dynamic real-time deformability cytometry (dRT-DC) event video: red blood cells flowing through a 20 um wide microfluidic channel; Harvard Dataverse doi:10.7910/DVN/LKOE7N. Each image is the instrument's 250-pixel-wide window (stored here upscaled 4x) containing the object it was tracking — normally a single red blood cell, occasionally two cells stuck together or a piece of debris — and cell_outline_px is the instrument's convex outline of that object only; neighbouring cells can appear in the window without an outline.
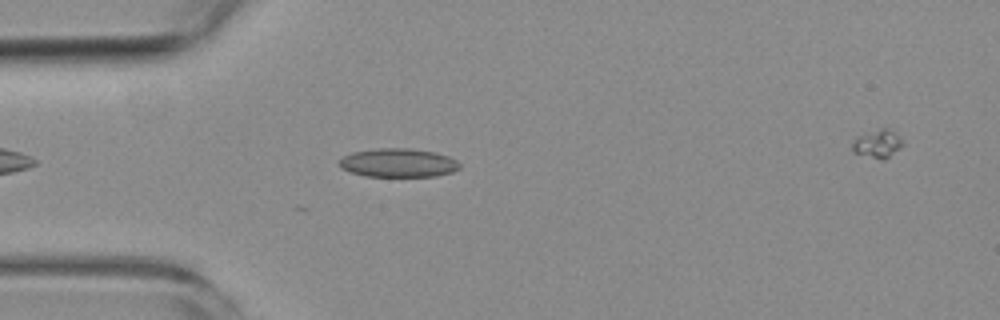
{"species": "common noctule bat (a hibernating species)", "species_latin": "Nyctalus noctula", "temperature_condition": "room temperature", "stored_images_in_passage": 4, "camera_frame_rate_fps": 3000, "um_per_image_px": 0.085, "animal": {"sex": "female", "body_mass_g": 19.3, "forearm_length_mm": 54.1}, "frame": {"image": 1, "passage_image": 3, "time_ms": 2.333, "image_size_px": [1000, 320], "cell_outline_px": [[460, 168], [452, 172], [436, 176], [364, 176], [340, 168], [336, 164], [344, 156], [352, 152], [376, 148], [412, 148], [432, 152], [448, 156], [456, 160], [460, 164]], "centroid_in_image_um": [33.82, 13.84], "position_along_channel_um": 51.2, "area_um2": 20.17}}